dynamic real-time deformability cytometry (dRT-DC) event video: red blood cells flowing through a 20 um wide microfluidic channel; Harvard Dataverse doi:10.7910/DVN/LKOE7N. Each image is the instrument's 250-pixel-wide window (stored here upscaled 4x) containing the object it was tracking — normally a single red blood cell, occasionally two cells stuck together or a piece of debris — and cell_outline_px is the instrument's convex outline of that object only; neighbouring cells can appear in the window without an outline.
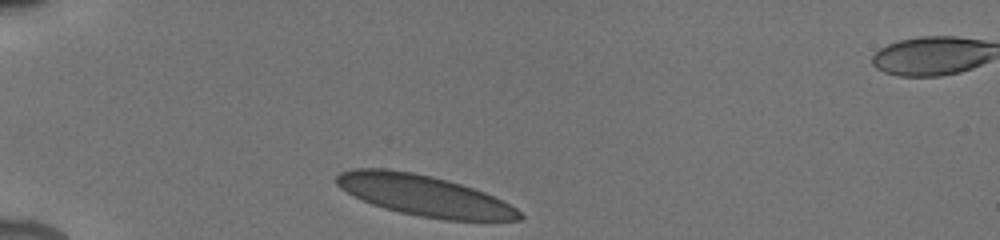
{"species": "human", "species_latin": "Homo sapiens", "temperature_condition": "cold", "stored_images_in_passage": 26, "camera_frame_rate_fps": 3000, "um_per_image_px": 0.085, "donor": {"sex": "male"}, "frame": {"image": 1, "passage_image": 1, "time_ms": 0.0, "image_size_px": [1000, 240], "cell_outline_px": [[524, 216], [520, 220], [444, 220], [420, 216], [400, 212], [384, 208], [372, 204], [340, 188], [336, 184], [336, 176], [340, 172], [352, 168], [384, 168], [412, 172], [432, 176], [460, 184], [484, 192], [516, 208]], "centroid_in_image_um": [36.02, 16.61], "position_along_channel_um": 49.0, "area_um2": 43.0}}
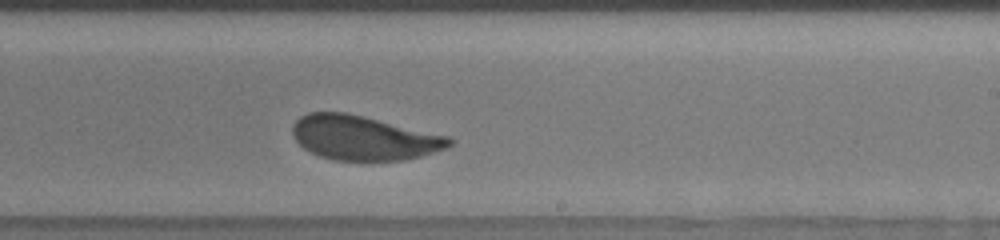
{"frame": {"image": 2, "passage_image": 16, "time_ms": 6.333, "image_size_px": [1000, 240], "cell_outline_px": [[456, 140], [448, 148], [420, 156], [404, 160], [336, 160], [320, 156], [304, 148], [296, 140], [292, 132], [292, 124], [300, 116], [308, 112], [344, 112], [364, 116], [448, 136]], "centroid_in_image_um": [30.92, 11.71], "position_along_channel_um": 258.1, "area_um2": 40.46}}
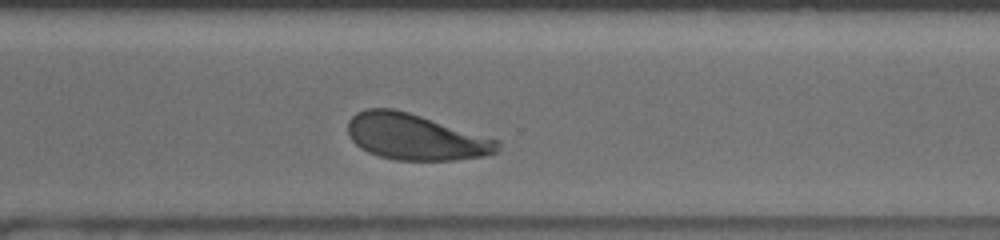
{"frame": {"image": 3, "passage_image": 21, "time_ms": 8.333, "image_size_px": [1000, 240], "cell_outline_px": [[500, 148], [496, 152], [484, 156], [456, 160], [396, 160], [380, 156], [368, 152], [360, 148], [348, 136], [348, 120], [356, 112], [364, 108], [392, 108], [408, 112], [500, 140]], "centroid_in_image_um": [35.3, 11.64], "position_along_channel_um": 335.3, "area_um2": 40.23}, "authors_computed_cell_mechanics": {"area_um2": 41.4715, "velocity_mm_per_s": 3.8534, "shape_relaxation_time_tau1_ms": 3.117, "shape_relaxation_time_tau2_ms": null, "deformation_change_tau1": 0.1048, "deformation_change_tau2": null}}